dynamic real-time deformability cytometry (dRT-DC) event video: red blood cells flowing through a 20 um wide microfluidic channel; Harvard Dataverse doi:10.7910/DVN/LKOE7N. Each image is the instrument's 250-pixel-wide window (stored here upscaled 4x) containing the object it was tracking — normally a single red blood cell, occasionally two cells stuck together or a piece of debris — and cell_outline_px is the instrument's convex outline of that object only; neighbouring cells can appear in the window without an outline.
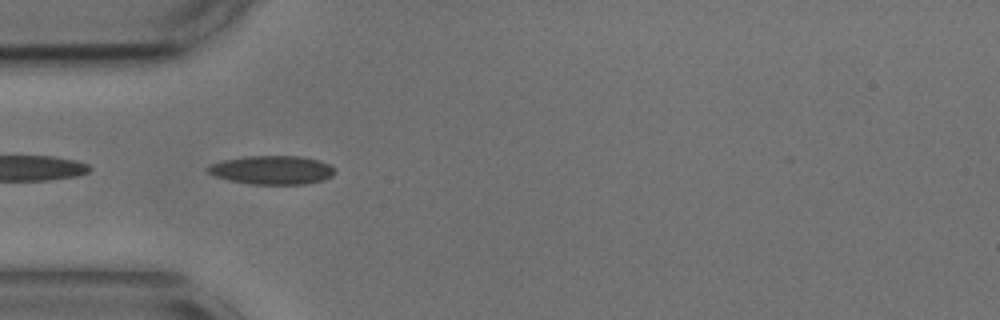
{"species": "common noctule bat (a hibernating species)", "species_latin": "Nyctalus noctula", "temperature_condition": "cold", "stored_images_in_passage": 6, "camera_frame_rate_fps": 3000, "um_per_image_px": 0.085, "animal": {"sex": "male", "body_mass_g": 17.9, "forearm_length_mm": 54.2}, "frame": {"image": 1, "passage_image": 1, "time_ms": 0.0, "image_size_px": [1000, 320], "cell_outline_px": [[336, 172], [332, 176], [324, 180], [304, 184], [252, 184], [232, 180], [216, 176], [208, 172], [204, 168], [208, 164], [224, 160], [244, 156], [300, 156], [320, 160], [336, 168]], "centroid_in_image_um": [23.15, 14.44], "position_along_channel_um": 61.9, "area_um2": 21.33}}
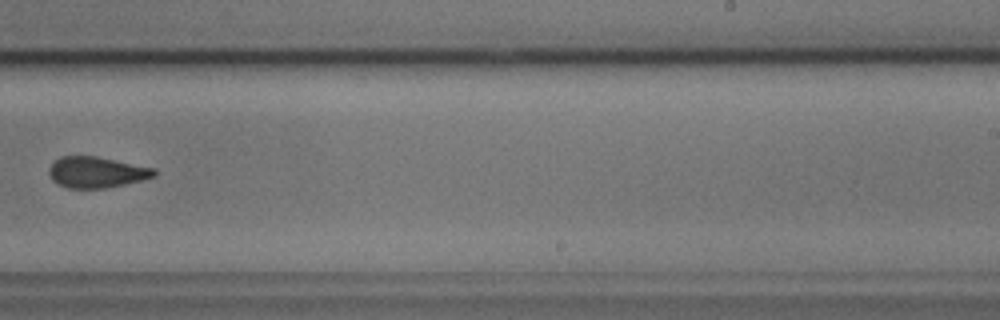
{"frame": {"image": 2, "passage_image": 6, "time_ms": 1.667, "image_size_px": [1000, 320], "cell_outline_px": [[156, 176], [124, 184], [104, 188], [68, 188], [56, 184], [52, 180], [48, 172], [48, 168], [60, 156], [96, 156], [156, 168]], "centroid_in_image_um": [8.19, 14.64], "position_along_channel_um": 280.8, "area_um2": 19.02}}